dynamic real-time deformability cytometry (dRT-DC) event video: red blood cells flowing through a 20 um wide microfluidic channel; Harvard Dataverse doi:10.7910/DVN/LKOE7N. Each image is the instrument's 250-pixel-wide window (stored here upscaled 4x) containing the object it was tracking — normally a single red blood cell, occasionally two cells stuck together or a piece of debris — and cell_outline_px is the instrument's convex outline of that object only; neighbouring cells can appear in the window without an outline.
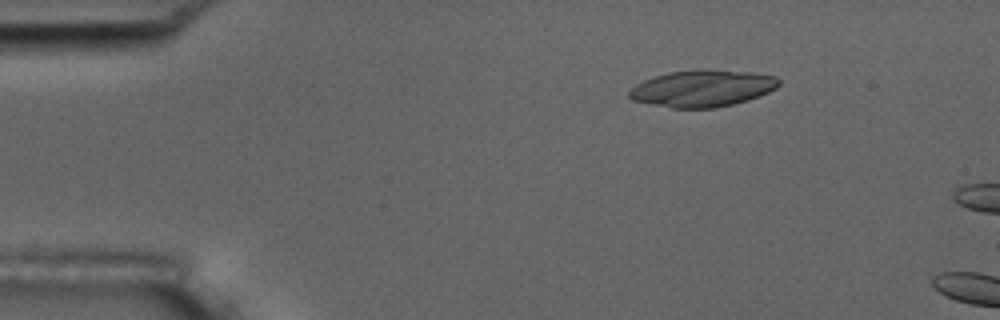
{"species": "common noctule bat (a hibernating species)", "species_latin": "Nyctalus noctula", "temperature_condition": "room temperature", "stored_images_in_passage": 2, "camera_frame_rate_fps": 3000, "um_per_image_px": 0.085, "animal": {"sex": "male", "body_mass_g": 17.5, "forearm_length_mm": 52.3}, "frame": {"image": 1, "passage_image": 1, "time_ms": 0.0, "image_size_px": [1000, 320], "cell_outline_px": [[780, 84], [776, 88], [760, 96], [748, 100], [716, 108], [672, 108], [632, 100], [628, 96], [628, 92], [636, 84], [644, 80], [668, 72], [696, 68], [708, 68], [752, 72], [776, 76], [780, 80]], "centroid_in_image_um": [59.73, 7.49], "position_along_channel_um": 25.3, "area_um2": 32.48}}